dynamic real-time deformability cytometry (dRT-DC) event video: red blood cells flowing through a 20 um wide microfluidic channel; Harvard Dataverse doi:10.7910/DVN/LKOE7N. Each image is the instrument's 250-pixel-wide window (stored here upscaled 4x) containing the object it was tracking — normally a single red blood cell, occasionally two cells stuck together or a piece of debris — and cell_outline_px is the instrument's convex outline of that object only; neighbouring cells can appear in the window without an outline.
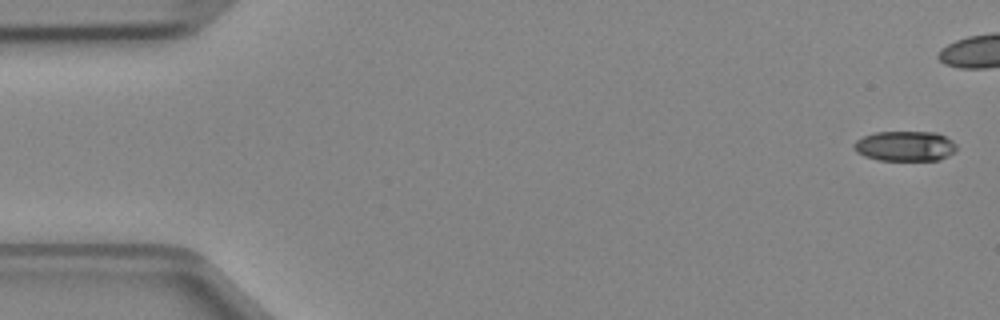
{"species": "Egyptian fruit bat (a non-hibernating species)", "species_latin": "Rousettus aegyptiacus", "temperature_condition": "cold", "stored_images_in_passage": 6, "camera_frame_rate_fps": 3000, "um_per_image_px": 0.085, "animal": {"sex": "female"}, "frame": {"image": 1, "passage_image": 1, "time_ms": 0.0, "image_size_px": [1000, 320], "cell_outline_px": [[956, 148], [948, 156], [940, 160], [876, 160], [864, 156], [856, 152], [852, 148], [852, 144], [856, 140], [864, 136], [876, 132], [936, 132], [952, 140], [956, 144]], "centroid_in_image_um": [76.89, 12.42], "position_along_channel_um": 8.1, "area_um2": 18.09}}